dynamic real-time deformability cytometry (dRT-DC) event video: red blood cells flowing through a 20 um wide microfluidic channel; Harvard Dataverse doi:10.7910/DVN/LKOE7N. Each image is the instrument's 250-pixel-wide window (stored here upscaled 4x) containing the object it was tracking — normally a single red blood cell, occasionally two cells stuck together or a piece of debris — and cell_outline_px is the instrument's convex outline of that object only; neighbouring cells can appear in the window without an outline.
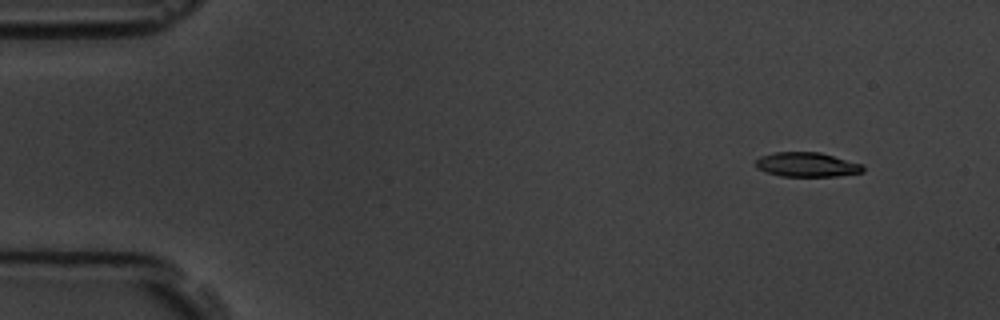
{"species": "common noctule bat (a hibernating species)", "species_latin": "Nyctalus noctula", "temperature_condition": "room temperature", "stored_images_in_passage": 10, "camera_frame_rate_fps": 3000, "um_per_image_px": 0.085, "animal": {"sex": "male", "body_mass_g": 19.5, "forearm_length_mm": 54.6}, "frame": {"image": 1, "passage_image": 2, "time_ms": 1.333, "image_size_px": [1000, 320], "cell_outline_px": [[864, 172], [836, 176], [780, 176], [756, 168], [756, 160], [760, 156], [772, 152], [820, 152], [864, 164]], "centroid_in_image_um": [68.61, 13.98], "position_along_channel_um": 16.4, "area_um2": 15.37}}
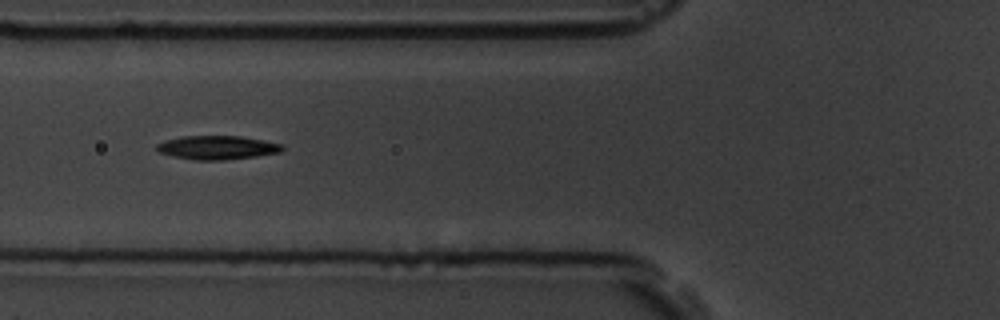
{"frame": {"image": 2, "passage_image": 6, "time_ms": 6.667, "image_size_px": [1000, 320], "cell_outline_px": [[284, 148], [280, 152], [256, 156], [224, 160], [196, 160], [172, 156], [160, 152], [156, 148], [156, 144], [164, 140], [184, 136], [240, 136], [284, 144]], "centroid_in_image_um": [18.46, 12.54], "position_along_channel_um": 107.3, "area_um2": 17.34}}
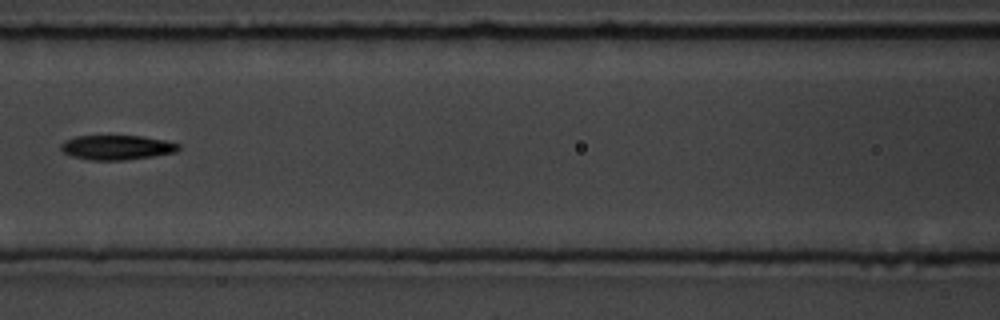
{"frame": {"image": 3, "passage_image": 7, "time_ms": 8.0, "image_size_px": [1000, 320], "cell_outline_px": [[180, 148], [176, 152], [152, 156], [124, 160], [92, 160], [72, 156], [64, 152], [60, 148], [60, 144], [64, 140], [76, 136], [140, 136], [164, 140], [180, 144]], "centroid_in_image_um": [9.91, 12.53], "position_along_channel_um": 156.7, "area_um2": 16.76}}